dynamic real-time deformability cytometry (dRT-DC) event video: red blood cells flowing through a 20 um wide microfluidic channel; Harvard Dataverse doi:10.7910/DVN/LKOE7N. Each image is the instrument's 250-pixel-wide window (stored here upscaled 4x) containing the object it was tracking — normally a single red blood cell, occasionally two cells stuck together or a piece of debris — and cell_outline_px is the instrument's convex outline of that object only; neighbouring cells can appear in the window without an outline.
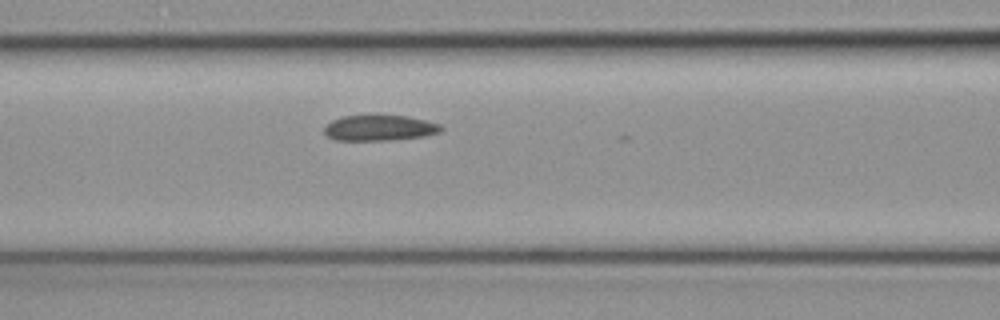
{"species": "common noctule bat (a hibernating species)", "species_latin": "Nyctalus noctula", "temperature_condition": "cold", "stored_images_in_passage": 6, "camera_frame_rate_fps": 3000, "um_per_image_px": 0.085, "animal": {"sex": "female", "body_mass_g": 19.3, "forearm_length_mm": 54.1}, "frame": {"image": 1, "passage_image": 6, "time_ms": 1.667, "image_size_px": [1000, 320], "cell_outline_px": [[444, 128], [440, 132], [424, 136], [392, 140], [332, 140], [324, 132], [324, 128], [332, 120], [344, 116], [408, 116], [440, 124]], "centroid_in_image_um": [32.27, 10.88], "position_along_channel_um": 134.3, "area_um2": 17.28}}